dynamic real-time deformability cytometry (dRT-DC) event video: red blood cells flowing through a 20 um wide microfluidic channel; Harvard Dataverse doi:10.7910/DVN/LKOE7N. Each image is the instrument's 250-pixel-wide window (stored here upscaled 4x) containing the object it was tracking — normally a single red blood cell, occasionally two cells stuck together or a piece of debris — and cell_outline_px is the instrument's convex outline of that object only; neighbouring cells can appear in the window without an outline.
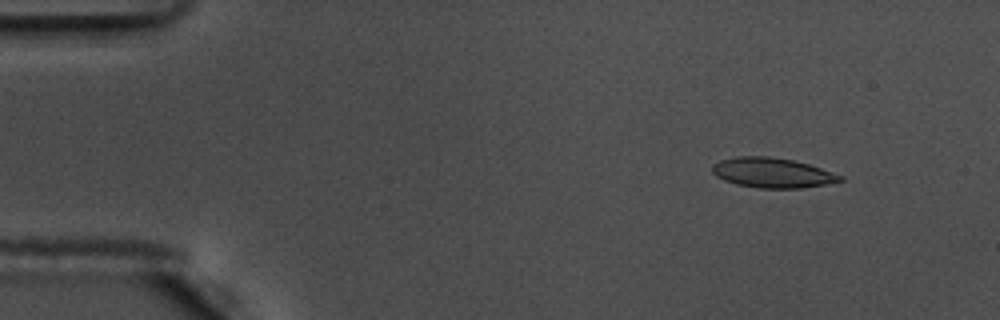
{"species": "common noctule bat (a hibernating species)", "species_latin": "Nyctalus noctula", "temperature_condition": "warm", "stored_images_in_passage": 56, "camera_frame_rate_fps": 3000, "um_per_image_px": 0.085, "animal": {"sex": "male", "body_mass_g": 17.5, "forearm_length_mm": 52.3}, "frame": {"image": 1, "passage_image": 7, "time_ms": 2.0, "image_size_px": [1000, 320], "cell_outline_px": [[844, 180], [824, 184], [800, 188], [760, 188], [736, 184], [724, 180], [716, 176], [712, 172], [712, 164], [720, 160], [736, 156], [768, 156], [792, 160], [808, 164], [844, 176]], "centroid_in_image_um": [65.62, 14.68], "position_along_channel_um": 19.4, "area_um2": 22.2}}
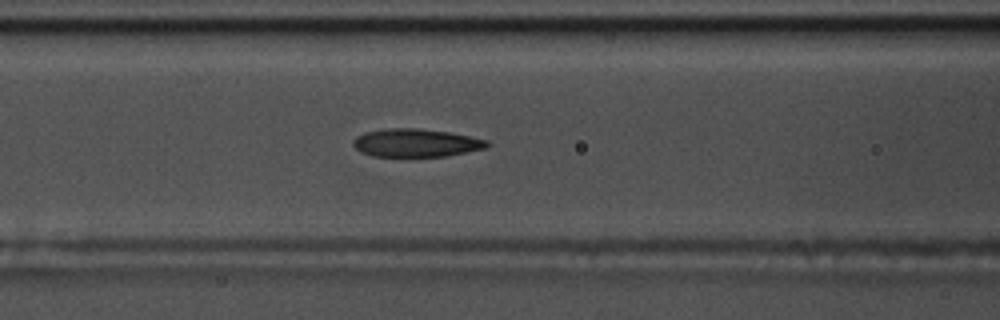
{"frame": {"image": 2, "passage_image": 24, "time_ms": 7.667, "image_size_px": [1000, 320], "cell_outline_px": [[492, 144], [488, 148], [448, 156], [372, 156], [360, 152], [352, 144], [352, 140], [356, 136], [364, 132], [388, 128], [420, 128], [448, 132], [488, 140]], "centroid_in_image_um": [35.37, 12.14], "position_along_channel_um": 131.2, "area_um2": 22.14}}
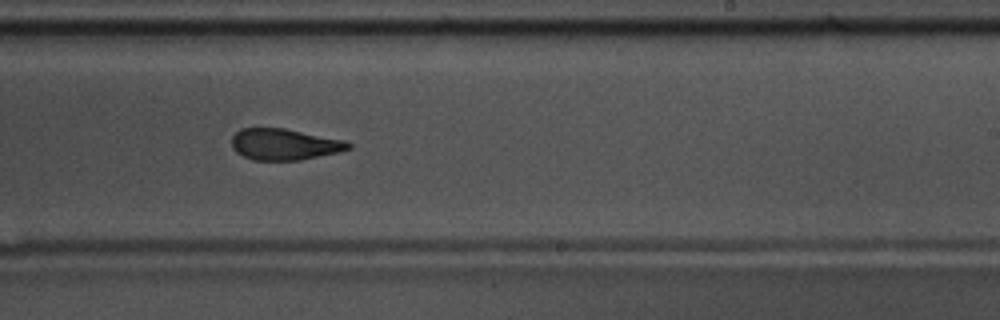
{"frame": {"image": 3, "passage_image": 35, "time_ms": 11.333, "image_size_px": [1000, 320], "cell_outline_px": [[352, 148], [340, 152], [300, 160], [252, 160], [236, 152], [232, 148], [232, 136], [240, 128], [284, 128], [344, 140], [352, 144]], "centroid_in_image_um": [24.17, 12.27], "position_along_channel_um": 264.8, "area_um2": 21.33}}